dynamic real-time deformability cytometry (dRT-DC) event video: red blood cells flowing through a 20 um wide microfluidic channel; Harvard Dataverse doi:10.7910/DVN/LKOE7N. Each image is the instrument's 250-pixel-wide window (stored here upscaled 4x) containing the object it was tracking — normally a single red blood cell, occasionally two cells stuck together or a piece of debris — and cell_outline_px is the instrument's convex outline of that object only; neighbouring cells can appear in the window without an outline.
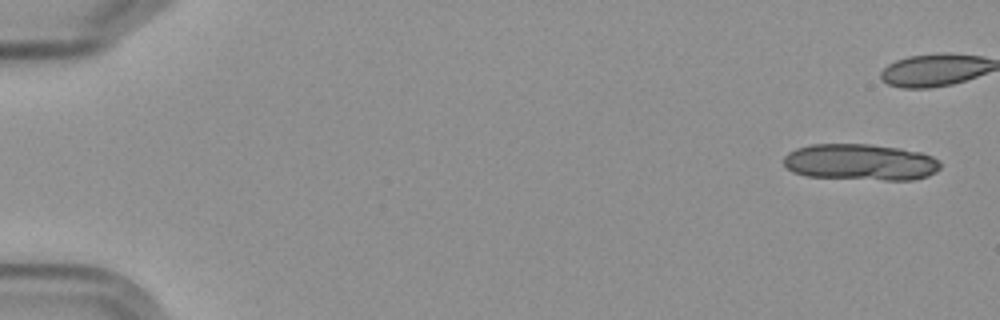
{"species": "Egyptian fruit bat (a non-hibernating species)", "species_latin": "Rousettus aegyptiacus", "temperature_condition": "cold", "stored_images_in_passage": 6, "camera_frame_rate_fps": 3000, "um_per_image_px": 0.085, "frame": {"image": 1, "passage_image": 1, "time_ms": 0.0, "image_size_px": [1000, 320], "cell_outline_px": [[940, 168], [936, 172], [928, 176], [912, 180], [884, 180], [808, 176], [792, 172], [784, 164], [784, 156], [788, 152], [796, 148], [812, 144], [868, 144], [900, 148], [920, 152], [932, 156], [940, 160]], "centroid_in_image_um": [73.16, 13.78], "position_along_channel_um": 11.8, "area_um2": 33.35}}